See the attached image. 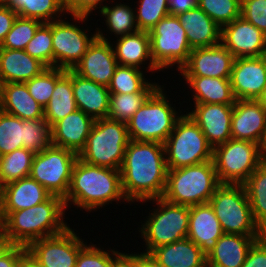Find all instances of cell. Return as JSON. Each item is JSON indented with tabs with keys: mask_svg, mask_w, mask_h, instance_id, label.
Listing matches in <instances>:
<instances>
[{
	"mask_svg": "<svg viewBox=\"0 0 266 267\" xmlns=\"http://www.w3.org/2000/svg\"><path fill=\"white\" fill-rule=\"evenodd\" d=\"M14 244L4 235L0 236V257L4 255Z\"/></svg>",
	"mask_w": 266,
	"mask_h": 267,
	"instance_id": "9f6ffc18",
	"label": "cell"
},
{
	"mask_svg": "<svg viewBox=\"0 0 266 267\" xmlns=\"http://www.w3.org/2000/svg\"><path fill=\"white\" fill-rule=\"evenodd\" d=\"M107 0H64L63 7L66 12L67 17L70 16H86L90 17L93 11L98 13L102 8H104L107 3L113 2ZM105 2V3H104ZM96 9H99L96 11Z\"/></svg>",
	"mask_w": 266,
	"mask_h": 267,
	"instance_id": "c3c4849f",
	"label": "cell"
},
{
	"mask_svg": "<svg viewBox=\"0 0 266 267\" xmlns=\"http://www.w3.org/2000/svg\"><path fill=\"white\" fill-rule=\"evenodd\" d=\"M135 8L136 23L141 31L153 29L165 16L170 14L169 0H138Z\"/></svg>",
	"mask_w": 266,
	"mask_h": 267,
	"instance_id": "60d3db41",
	"label": "cell"
},
{
	"mask_svg": "<svg viewBox=\"0 0 266 267\" xmlns=\"http://www.w3.org/2000/svg\"><path fill=\"white\" fill-rule=\"evenodd\" d=\"M77 109L72 88V69H67L66 73L55 83L51 99L44 107V119L52 127Z\"/></svg>",
	"mask_w": 266,
	"mask_h": 267,
	"instance_id": "d6a6232c",
	"label": "cell"
},
{
	"mask_svg": "<svg viewBox=\"0 0 266 267\" xmlns=\"http://www.w3.org/2000/svg\"><path fill=\"white\" fill-rule=\"evenodd\" d=\"M219 185L213 160L168 169L162 198L174 204L187 206L209 203Z\"/></svg>",
	"mask_w": 266,
	"mask_h": 267,
	"instance_id": "8992f818",
	"label": "cell"
},
{
	"mask_svg": "<svg viewBox=\"0 0 266 267\" xmlns=\"http://www.w3.org/2000/svg\"><path fill=\"white\" fill-rule=\"evenodd\" d=\"M24 120L0 109V157L23 148Z\"/></svg>",
	"mask_w": 266,
	"mask_h": 267,
	"instance_id": "74e56055",
	"label": "cell"
},
{
	"mask_svg": "<svg viewBox=\"0 0 266 267\" xmlns=\"http://www.w3.org/2000/svg\"><path fill=\"white\" fill-rule=\"evenodd\" d=\"M186 112L201 128L208 143L214 148L231 139V117L234 104L194 103Z\"/></svg>",
	"mask_w": 266,
	"mask_h": 267,
	"instance_id": "e0dca14e",
	"label": "cell"
},
{
	"mask_svg": "<svg viewBox=\"0 0 266 267\" xmlns=\"http://www.w3.org/2000/svg\"><path fill=\"white\" fill-rule=\"evenodd\" d=\"M51 144V127L44 118L24 120L23 148L37 154Z\"/></svg>",
	"mask_w": 266,
	"mask_h": 267,
	"instance_id": "ee69618b",
	"label": "cell"
},
{
	"mask_svg": "<svg viewBox=\"0 0 266 267\" xmlns=\"http://www.w3.org/2000/svg\"><path fill=\"white\" fill-rule=\"evenodd\" d=\"M148 33L154 65L162 72L169 68L173 71L175 67L179 72L188 62L192 49L178 17L171 14L165 16Z\"/></svg>",
	"mask_w": 266,
	"mask_h": 267,
	"instance_id": "8fae6325",
	"label": "cell"
},
{
	"mask_svg": "<svg viewBox=\"0 0 266 267\" xmlns=\"http://www.w3.org/2000/svg\"><path fill=\"white\" fill-rule=\"evenodd\" d=\"M5 5L15 10L18 16L37 19L43 23L56 21L67 15L62 0H8Z\"/></svg>",
	"mask_w": 266,
	"mask_h": 267,
	"instance_id": "e575fe53",
	"label": "cell"
},
{
	"mask_svg": "<svg viewBox=\"0 0 266 267\" xmlns=\"http://www.w3.org/2000/svg\"><path fill=\"white\" fill-rule=\"evenodd\" d=\"M168 169L198 165L213 160V147L195 121L186 113L176 121L164 143Z\"/></svg>",
	"mask_w": 266,
	"mask_h": 267,
	"instance_id": "9c48e42d",
	"label": "cell"
},
{
	"mask_svg": "<svg viewBox=\"0 0 266 267\" xmlns=\"http://www.w3.org/2000/svg\"><path fill=\"white\" fill-rule=\"evenodd\" d=\"M241 17L266 36V0H241Z\"/></svg>",
	"mask_w": 266,
	"mask_h": 267,
	"instance_id": "7dc6e473",
	"label": "cell"
},
{
	"mask_svg": "<svg viewBox=\"0 0 266 267\" xmlns=\"http://www.w3.org/2000/svg\"><path fill=\"white\" fill-rule=\"evenodd\" d=\"M65 212L64 199L55 195L31 208L2 212L3 235L14 245L27 247L34 240L60 234L70 227Z\"/></svg>",
	"mask_w": 266,
	"mask_h": 267,
	"instance_id": "3957f363",
	"label": "cell"
},
{
	"mask_svg": "<svg viewBox=\"0 0 266 267\" xmlns=\"http://www.w3.org/2000/svg\"><path fill=\"white\" fill-rule=\"evenodd\" d=\"M0 109L22 120L44 118V107L30 95L25 83L0 84Z\"/></svg>",
	"mask_w": 266,
	"mask_h": 267,
	"instance_id": "f1b7e54d",
	"label": "cell"
},
{
	"mask_svg": "<svg viewBox=\"0 0 266 267\" xmlns=\"http://www.w3.org/2000/svg\"><path fill=\"white\" fill-rule=\"evenodd\" d=\"M168 97L164 85H160L126 122L130 140L165 143L183 115Z\"/></svg>",
	"mask_w": 266,
	"mask_h": 267,
	"instance_id": "277c9868",
	"label": "cell"
},
{
	"mask_svg": "<svg viewBox=\"0 0 266 267\" xmlns=\"http://www.w3.org/2000/svg\"><path fill=\"white\" fill-rule=\"evenodd\" d=\"M78 154L50 145L34 155L29 176L41 184L51 195L65 198Z\"/></svg>",
	"mask_w": 266,
	"mask_h": 267,
	"instance_id": "4fadbf2b",
	"label": "cell"
},
{
	"mask_svg": "<svg viewBox=\"0 0 266 267\" xmlns=\"http://www.w3.org/2000/svg\"><path fill=\"white\" fill-rule=\"evenodd\" d=\"M117 66L111 41L96 38L72 70L83 78L108 86Z\"/></svg>",
	"mask_w": 266,
	"mask_h": 267,
	"instance_id": "ffe728a7",
	"label": "cell"
},
{
	"mask_svg": "<svg viewBox=\"0 0 266 267\" xmlns=\"http://www.w3.org/2000/svg\"><path fill=\"white\" fill-rule=\"evenodd\" d=\"M260 238L224 233L207 254V267H242L250 247Z\"/></svg>",
	"mask_w": 266,
	"mask_h": 267,
	"instance_id": "83f0119b",
	"label": "cell"
},
{
	"mask_svg": "<svg viewBox=\"0 0 266 267\" xmlns=\"http://www.w3.org/2000/svg\"><path fill=\"white\" fill-rule=\"evenodd\" d=\"M113 267H138V252L126 253L114 263Z\"/></svg>",
	"mask_w": 266,
	"mask_h": 267,
	"instance_id": "db71d44e",
	"label": "cell"
},
{
	"mask_svg": "<svg viewBox=\"0 0 266 267\" xmlns=\"http://www.w3.org/2000/svg\"><path fill=\"white\" fill-rule=\"evenodd\" d=\"M219 219L210 203L189 206L187 238L207 255L223 235Z\"/></svg>",
	"mask_w": 266,
	"mask_h": 267,
	"instance_id": "603a6c76",
	"label": "cell"
},
{
	"mask_svg": "<svg viewBox=\"0 0 266 267\" xmlns=\"http://www.w3.org/2000/svg\"><path fill=\"white\" fill-rule=\"evenodd\" d=\"M257 101L265 108L266 110V86L263 89L262 94L260 95V97L257 99Z\"/></svg>",
	"mask_w": 266,
	"mask_h": 267,
	"instance_id": "680465c9",
	"label": "cell"
},
{
	"mask_svg": "<svg viewBox=\"0 0 266 267\" xmlns=\"http://www.w3.org/2000/svg\"><path fill=\"white\" fill-rule=\"evenodd\" d=\"M186 81L192 93L193 103L234 104V96L230 79L216 77L179 76Z\"/></svg>",
	"mask_w": 266,
	"mask_h": 267,
	"instance_id": "4dcf8cb0",
	"label": "cell"
},
{
	"mask_svg": "<svg viewBox=\"0 0 266 267\" xmlns=\"http://www.w3.org/2000/svg\"><path fill=\"white\" fill-rule=\"evenodd\" d=\"M176 16L186 31L191 49L211 47L221 43V28L197 5Z\"/></svg>",
	"mask_w": 266,
	"mask_h": 267,
	"instance_id": "484cf974",
	"label": "cell"
},
{
	"mask_svg": "<svg viewBox=\"0 0 266 267\" xmlns=\"http://www.w3.org/2000/svg\"><path fill=\"white\" fill-rule=\"evenodd\" d=\"M129 141L125 122L97 119L78 159L90 165L120 170Z\"/></svg>",
	"mask_w": 266,
	"mask_h": 267,
	"instance_id": "52a82bcc",
	"label": "cell"
},
{
	"mask_svg": "<svg viewBox=\"0 0 266 267\" xmlns=\"http://www.w3.org/2000/svg\"><path fill=\"white\" fill-rule=\"evenodd\" d=\"M64 17V19L51 22V33L53 67L67 70L73 69L82 59L89 46L97 38V33L94 31L92 34L90 32L92 29L80 27L82 22L87 25L86 22L89 21V18L86 16H70L73 17V22H68L66 15Z\"/></svg>",
	"mask_w": 266,
	"mask_h": 267,
	"instance_id": "7c38bea8",
	"label": "cell"
},
{
	"mask_svg": "<svg viewBox=\"0 0 266 267\" xmlns=\"http://www.w3.org/2000/svg\"><path fill=\"white\" fill-rule=\"evenodd\" d=\"M146 70L119 65L112 76L111 82L108 85L110 93H153L160 83L156 81H148L145 78Z\"/></svg>",
	"mask_w": 266,
	"mask_h": 267,
	"instance_id": "836d02e7",
	"label": "cell"
},
{
	"mask_svg": "<svg viewBox=\"0 0 266 267\" xmlns=\"http://www.w3.org/2000/svg\"><path fill=\"white\" fill-rule=\"evenodd\" d=\"M111 252V253H110ZM123 251L97 246L90 242L78 254L76 267H113L114 263L123 255Z\"/></svg>",
	"mask_w": 266,
	"mask_h": 267,
	"instance_id": "bcb514c9",
	"label": "cell"
},
{
	"mask_svg": "<svg viewBox=\"0 0 266 267\" xmlns=\"http://www.w3.org/2000/svg\"><path fill=\"white\" fill-rule=\"evenodd\" d=\"M113 3L115 5H113ZM111 4L113 5L112 7L109 6L108 3L104 8L99 11L100 13H97L98 16L101 15L100 17L104 18V25L107 27V30L103 28L104 31L101 28L96 27L95 30L98 39L109 42V40L113 41L114 39H116V37H123L127 34H132L139 31V28L136 23L135 8L131 2V5L129 3L127 5V3L124 2L118 3L114 1ZM105 31H109L108 33L111 36L113 34L115 36L114 39H112V37L110 39L109 35H107L108 33H104Z\"/></svg>",
	"mask_w": 266,
	"mask_h": 267,
	"instance_id": "1f68e13d",
	"label": "cell"
},
{
	"mask_svg": "<svg viewBox=\"0 0 266 267\" xmlns=\"http://www.w3.org/2000/svg\"><path fill=\"white\" fill-rule=\"evenodd\" d=\"M223 233L263 237L243 184H220L209 200Z\"/></svg>",
	"mask_w": 266,
	"mask_h": 267,
	"instance_id": "ba28073f",
	"label": "cell"
},
{
	"mask_svg": "<svg viewBox=\"0 0 266 267\" xmlns=\"http://www.w3.org/2000/svg\"><path fill=\"white\" fill-rule=\"evenodd\" d=\"M74 230L68 227L60 234L32 241L27 254L41 267H76L78 254L88 242Z\"/></svg>",
	"mask_w": 266,
	"mask_h": 267,
	"instance_id": "5bb4252c",
	"label": "cell"
},
{
	"mask_svg": "<svg viewBox=\"0 0 266 267\" xmlns=\"http://www.w3.org/2000/svg\"><path fill=\"white\" fill-rule=\"evenodd\" d=\"M230 82L236 100H257L266 86V58H235Z\"/></svg>",
	"mask_w": 266,
	"mask_h": 267,
	"instance_id": "ac0fdd59",
	"label": "cell"
},
{
	"mask_svg": "<svg viewBox=\"0 0 266 267\" xmlns=\"http://www.w3.org/2000/svg\"><path fill=\"white\" fill-rule=\"evenodd\" d=\"M221 44L235 58L261 57L266 51V36L240 16L221 28Z\"/></svg>",
	"mask_w": 266,
	"mask_h": 267,
	"instance_id": "9a60e30c",
	"label": "cell"
},
{
	"mask_svg": "<svg viewBox=\"0 0 266 267\" xmlns=\"http://www.w3.org/2000/svg\"><path fill=\"white\" fill-rule=\"evenodd\" d=\"M51 194L32 177L27 176L0 189L2 212H13L46 201Z\"/></svg>",
	"mask_w": 266,
	"mask_h": 267,
	"instance_id": "d4e9b609",
	"label": "cell"
},
{
	"mask_svg": "<svg viewBox=\"0 0 266 267\" xmlns=\"http://www.w3.org/2000/svg\"><path fill=\"white\" fill-rule=\"evenodd\" d=\"M261 148H262V152L264 154V157L266 158V136H265V139H264V141L262 143Z\"/></svg>",
	"mask_w": 266,
	"mask_h": 267,
	"instance_id": "94428289",
	"label": "cell"
},
{
	"mask_svg": "<svg viewBox=\"0 0 266 267\" xmlns=\"http://www.w3.org/2000/svg\"><path fill=\"white\" fill-rule=\"evenodd\" d=\"M149 254L162 267H207V255L187 237L157 247Z\"/></svg>",
	"mask_w": 266,
	"mask_h": 267,
	"instance_id": "f546056e",
	"label": "cell"
},
{
	"mask_svg": "<svg viewBox=\"0 0 266 267\" xmlns=\"http://www.w3.org/2000/svg\"><path fill=\"white\" fill-rule=\"evenodd\" d=\"M111 43L119 65L146 69L147 72L151 71L152 74L160 72L151 57L150 36L147 31L139 30L116 38Z\"/></svg>",
	"mask_w": 266,
	"mask_h": 267,
	"instance_id": "7402d4cb",
	"label": "cell"
},
{
	"mask_svg": "<svg viewBox=\"0 0 266 267\" xmlns=\"http://www.w3.org/2000/svg\"><path fill=\"white\" fill-rule=\"evenodd\" d=\"M235 57L221 43L191 50L188 62L179 70L181 76L230 79Z\"/></svg>",
	"mask_w": 266,
	"mask_h": 267,
	"instance_id": "2e32d148",
	"label": "cell"
},
{
	"mask_svg": "<svg viewBox=\"0 0 266 267\" xmlns=\"http://www.w3.org/2000/svg\"><path fill=\"white\" fill-rule=\"evenodd\" d=\"M94 121L91 116L77 109L51 127L52 145L79 154L85 147Z\"/></svg>",
	"mask_w": 266,
	"mask_h": 267,
	"instance_id": "44dd1931",
	"label": "cell"
},
{
	"mask_svg": "<svg viewBox=\"0 0 266 267\" xmlns=\"http://www.w3.org/2000/svg\"><path fill=\"white\" fill-rule=\"evenodd\" d=\"M43 22L33 18L17 16L11 30L6 35L0 48L25 50Z\"/></svg>",
	"mask_w": 266,
	"mask_h": 267,
	"instance_id": "7bdbcfd3",
	"label": "cell"
},
{
	"mask_svg": "<svg viewBox=\"0 0 266 267\" xmlns=\"http://www.w3.org/2000/svg\"><path fill=\"white\" fill-rule=\"evenodd\" d=\"M19 267H41L34 259H32L28 254H26Z\"/></svg>",
	"mask_w": 266,
	"mask_h": 267,
	"instance_id": "6f0895ef",
	"label": "cell"
},
{
	"mask_svg": "<svg viewBox=\"0 0 266 267\" xmlns=\"http://www.w3.org/2000/svg\"><path fill=\"white\" fill-rule=\"evenodd\" d=\"M266 136V110L257 100H236L231 117V139L262 146Z\"/></svg>",
	"mask_w": 266,
	"mask_h": 267,
	"instance_id": "d6986e66",
	"label": "cell"
},
{
	"mask_svg": "<svg viewBox=\"0 0 266 267\" xmlns=\"http://www.w3.org/2000/svg\"><path fill=\"white\" fill-rule=\"evenodd\" d=\"M242 267H266V234L250 247Z\"/></svg>",
	"mask_w": 266,
	"mask_h": 267,
	"instance_id": "681fc988",
	"label": "cell"
},
{
	"mask_svg": "<svg viewBox=\"0 0 266 267\" xmlns=\"http://www.w3.org/2000/svg\"><path fill=\"white\" fill-rule=\"evenodd\" d=\"M145 202L156 205L145 217V221L142 220L144 223L140 222L142 224L141 227L137 228L141 239H144L142 243L146 247L143 253L149 254L157 247L171 244L187 237L189 206L174 204L162 197L144 201L142 204Z\"/></svg>",
	"mask_w": 266,
	"mask_h": 267,
	"instance_id": "5b68a950",
	"label": "cell"
},
{
	"mask_svg": "<svg viewBox=\"0 0 266 267\" xmlns=\"http://www.w3.org/2000/svg\"><path fill=\"white\" fill-rule=\"evenodd\" d=\"M152 93H110L107 118L113 121L127 122L146 102Z\"/></svg>",
	"mask_w": 266,
	"mask_h": 267,
	"instance_id": "f35d334b",
	"label": "cell"
},
{
	"mask_svg": "<svg viewBox=\"0 0 266 267\" xmlns=\"http://www.w3.org/2000/svg\"><path fill=\"white\" fill-rule=\"evenodd\" d=\"M259 144L229 139L213 148V162L220 184H243L265 160Z\"/></svg>",
	"mask_w": 266,
	"mask_h": 267,
	"instance_id": "30bf717a",
	"label": "cell"
},
{
	"mask_svg": "<svg viewBox=\"0 0 266 267\" xmlns=\"http://www.w3.org/2000/svg\"><path fill=\"white\" fill-rule=\"evenodd\" d=\"M138 267H162L150 254L138 253Z\"/></svg>",
	"mask_w": 266,
	"mask_h": 267,
	"instance_id": "11a10c76",
	"label": "cell"
},
{
	"mask_svg": "<svg viewBox=\"0 0 266 267\" xmlns=\"http://www.w3.org/2000/svg\"><path fill=\"white\" fill-rule=\"evenodd\" d=\"M167 172L164 144L130 140L120 168L122 189L129 204L163 197Z\"/></svg>",
	"mask_w": 266,
	"mask_h": 267,
	"instance_id": "6da1fadb",
	"label": "cell"
},
{
	"mask_svg": "<svg viewBox=\"0 0 266 267\" xmlns=\"http://www.w3.org/2000/svg\"><path fill=\"white\" fill-rule=\"evenodd\" d=\"M197 5V0H169V11L171 15L186 12Z\"/></svg>",
	"mask_w": 266,
	"mask_h": 267,
	"instance_id": "f5cc1de1",
	"label": "cell"
},
{
	"mask_svg": "<svg viewBox=\"0 0 266 267\" xmlns=\"http://www.w3.org/2000/svg\"><path fill=\"white\" fill-rule=\"evenodd\" d=\"M27 249L22 245H13L0 257V267H19Z\"/></svg>",
	"mask_w": 266,
	"mask_h": 267,
	"instance_id": "816d5d0a",
	"label": "cell"
},
{
	"mask_svg": "<svg viewBox=\"0 0 266 267\" xmlns=\"http://www.w3.org/2000/svg\"><path fill=\"white\" fill-rule=\"evenodd\" d=\"M112 201L129 203L123 193L120 170L90 165L77 159L64 198L66 209L75 206L78 210L80 207L90 214L97 208L109 206Z\"/></svg>",
	"mask_w": 266,
	"mask_h": 267,
	"instance_id": "7a4b0ae2",
	"label": "cell"
},
{
	"mask_svg": "<svg viewBox=\"0 0 266 267\" xmlns=\"http://www.w3.org/2000/svg\"><path fill=\"white\" fill-rule=\"evenodd\" d=\"M256 223L266 233V159L243 183Z\"/></svg>",
	"mask_w": 266,
	"mask_h": 267,
	"instance_id": "d590c367",
	"label": "cell"
},
{
	"mask_svg": "<svg viewBox=\"0 0 266 267\" xmlns=\"http://www.w3.org/2000/svg\"><path fill=\"white\" fill-rule=\"evenodd\" d=\"M72 88L79 110L94 120L107 118L110 102L108 86L83 78L72 70Z\"/></svg>",
	"mask_w": 266,
	"mask_h": 267,
	"instance_id": "cb8c5ba5",
	"label": "cell"
},
{
	"mask_svg": "<svg viewBox=\"0 0 266 267\" xmlns=\"http://www.w3.org/2000/svg\"><path fill=\"white\" fill-rule=\"evenodd\" d=\"M8 0H0V4H6Z\"/></svg>",
	"mask_w": 266,
	"mask_h": 267,
	"instance_id": "6125c7cd",
	"label": "cell"
},
{
	"mask_svg": "<svg viewBox=\"0 0 266 267\" xmlns=\"http://www.w3.org/2000/svg\"><path fill=\"white\" fill-rule=\"evenodd\" d=\"M46 68L25 50L0 48V84L25 83Z\"/></svg>",
	"mask_w": 266,
	"mask_h": 267,
	"instance_id": "4316f807",
	"label": "cell"
},
{
	"mask_svg": "<svg viewBox=\"0 0 266 267\" xmlns=\"http://www.w3.org/2000/svg\"><path fill=\"white\" fill-rule=\"evenodd\" d=\"M2 235H3V216H2L1 197H0V236Z\"/></svg>",
	"mask_w": 266,
	"mask_h": 267,
	"instance_id": "91938a15",
	"label": "cell"
},
{
	"mask_svg": "<svg viewBox=\"0 0 266 267\" xmlns=\"http://www.w3.org/2000/svg\"><path fill=\"white\" fill-rule=\"evenodd\" d=\"M197 6L220 28L241 16V0H197Z\"/></svg>",
	"mask_w": 266,
	"mask_h": 267,
	"instance_id": "b9f144b4",
	"label": "cell"
},
{
	"mask_svg": "<svg viewBox=\"0 0 266 267\" xmlns=\"http://www.w3.org/2000/svg\"><path fill=\"white\" fill-rule=\"evenodd\" d=\"M18 14L11 7L0 4V45L11 30Z\"/></svg>",
	"mask_w": 266,
	"mask_h": 267,
	"instance_id": "f907efd6",
	"label": "cell"
},
{
	"mask_svg": "<svg viewBox=\"0 0 266 267\" xmlns=\"http://www.w3.org/2000/svg\"><path fill=\"white\" fill-rule=\"evenodd\" d=\"M35 153L25 148L0 157V189L29 176Z\"/></svg>",
	"mask_w": 266,
	"mask_h": 267,
	"instance_id": "8d00e7d4",
	"label": "cell"
},
{
	"mask_svg": "<svg viewBox=\"0 0 266 267\" xmlns=\"http://www.w3.org/2000/svg\"><path fill=\"white\" fill-rule=\"evenodd\" d=\"M25 51L33 58L38 59L46 67H53V39L51 22L42 23L34 37L27 44Z\"/></svg>",
	"mask_w": 266,
	"mask_h": 267,
	"instance_id": "f6af8a7d",
	"label": "cell"
},
{
	"mask_svg": "<svg viewBox=\"0 0 266 267\" xmlns=\"http://www.w3.org/2000/svg\"><path fill=\"white\" fill-rule=\"evenodd\" d=\"M66 73L65 69L47 67L39 75L25 82L30 95L43 107L51 99L55 83Z\"/></svg>",
	"mask_w": 266,
	"mask_h": 267,
	"instance_id": "ab89813d",
	"label": "cell"
}]
</instances>
